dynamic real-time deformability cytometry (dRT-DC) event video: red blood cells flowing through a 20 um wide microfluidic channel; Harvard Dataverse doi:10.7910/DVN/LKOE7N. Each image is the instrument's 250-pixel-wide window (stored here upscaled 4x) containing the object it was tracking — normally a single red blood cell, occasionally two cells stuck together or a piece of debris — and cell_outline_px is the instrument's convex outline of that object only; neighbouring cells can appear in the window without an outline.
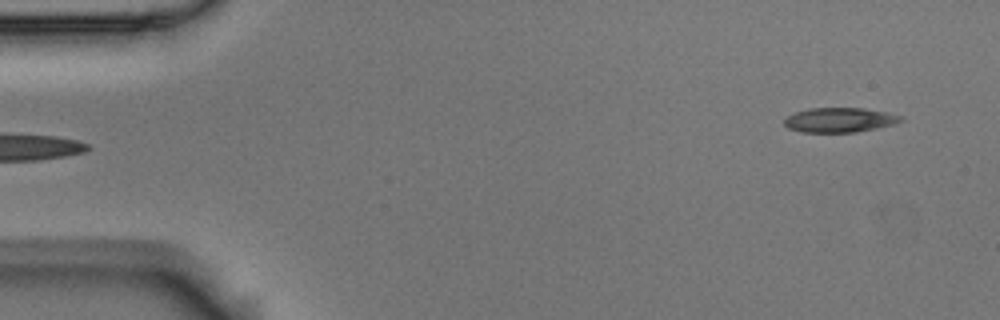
{"species": "Egyptian fruit bat (a non-hibernating species)", "species_latin": "Rousettus aegyptiacus", "temperature_condition": "room temperature", "stored_images_in_passage": 6, "segment_of_instrument_passage": [2, 2], "camera_frame_rate_fps": 3000, "um_per_image_px": 0.085, "animal": {"sex": "male"}, "frame": {"image": 1, "passage_image": 6, "time_ms": 1.667, "image_size_px": [1000, 320], "cell_outline_px": [[904, 120], [892, 124], [876, 128], [856, 132], [800, 132], [788, 128], [784, 124], [784, 120], [788, 116], [796, 112], [808, 108], [864, 108], [904, 116]], "centroid_in_image_um": [71.36, 10.2], "position_along_channel_um": 13.6, "area_um2": 16.65}}